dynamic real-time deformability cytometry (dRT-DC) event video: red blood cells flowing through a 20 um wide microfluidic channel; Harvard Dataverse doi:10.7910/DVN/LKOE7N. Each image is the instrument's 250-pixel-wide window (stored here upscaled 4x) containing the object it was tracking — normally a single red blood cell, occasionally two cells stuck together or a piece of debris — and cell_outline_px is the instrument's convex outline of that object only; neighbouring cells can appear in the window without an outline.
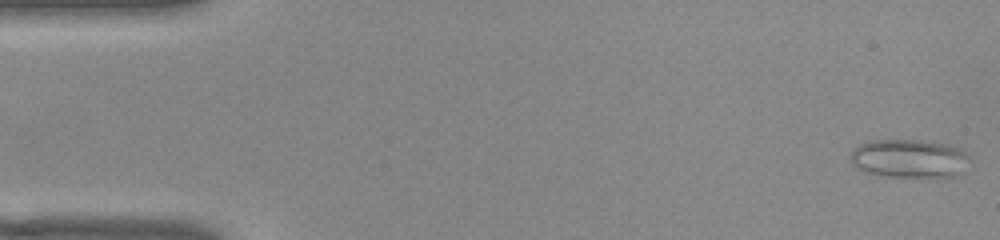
{"species": "common noctule bat (a hibernating species)", "species_latin": "Nyctalus noctula", "temperature_condition": "warm", "stored_images_in_passage": 52, "camera_frame_rate_fps": 3000, "um_per_image_px": 0.085, "animal": {"sex": "female", "body_mass_g": 22.0, "forearm_length_mm": 56.7}, "frame": {"image": 1, "passage_image": 1, "time_ms": 0.0, "image_size_px": [1000, 240], "cell_outline_px": [[968, 156], [964, 172], [952, 176], [880, 176], [864, 172], [852, 164], [848, 156], [860, 144], [872, 140], [924, 140], [944, 144], [956, 148], [964, 152]], "centroid_in_image_um": [77.22, 13.47], "position_along_channel_um": 7.8, "area_um2": 26.47}}
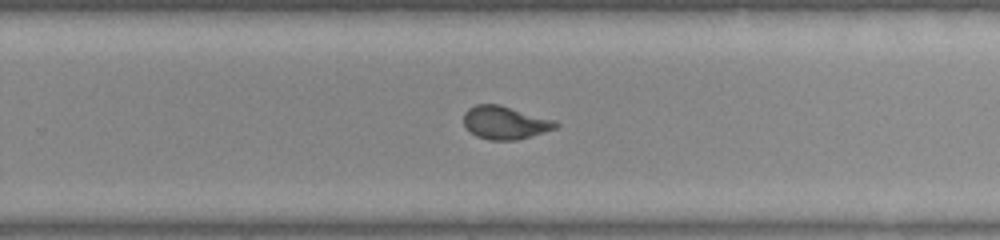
{"frame": {"image": 2, "passage_image": 33, "time_ms": 10.667, "image_size_px": [1000, 240], "cell_outline_px": [[560, 124], [556, 128], [544, 132], [516, 140], [488, 140], [476, 136], [464, 124], [464, 112], [468, 108], [476, 104], [500, 104], [556, 120]], "centroid_in_image_um": [42.94, 10.41], "position_along_channel_um": 286.9, "area_um2": 17.8}}
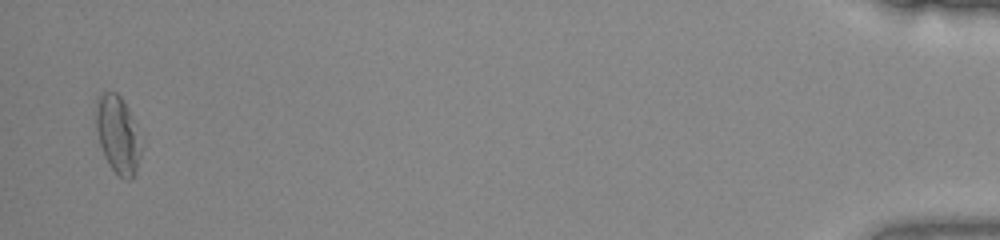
{"frame": {"image": 3, "passage_image": 51, "time_ms": 16.667, "image_size_px": [1000, 240], "cell_outline_px": [[140, 156], [136, 172], [128, 180], [124, 180], [112, 168], [104, 156], [100, 144], [96, 128], [96, 100], [104, 92], [116, 92], [120, 96], [136, 124], [140, 148]], "centroid_in_image_um": [10.0, 11.44], "position_along_channel_um": 425.2, "area_um2": 19.94}, "authors_computed_cell_mechanics": {"area_um2": 18.0336, "velocity_mm_per_s": 3.8563, "shape_relaxation_time_tau1_ms": 9.8509, "shape_relaxation_time_tau2_ms": 0.7994, "deformation_change_tau1": 0.2332, "deformation_change_tau2": 0.0502}}